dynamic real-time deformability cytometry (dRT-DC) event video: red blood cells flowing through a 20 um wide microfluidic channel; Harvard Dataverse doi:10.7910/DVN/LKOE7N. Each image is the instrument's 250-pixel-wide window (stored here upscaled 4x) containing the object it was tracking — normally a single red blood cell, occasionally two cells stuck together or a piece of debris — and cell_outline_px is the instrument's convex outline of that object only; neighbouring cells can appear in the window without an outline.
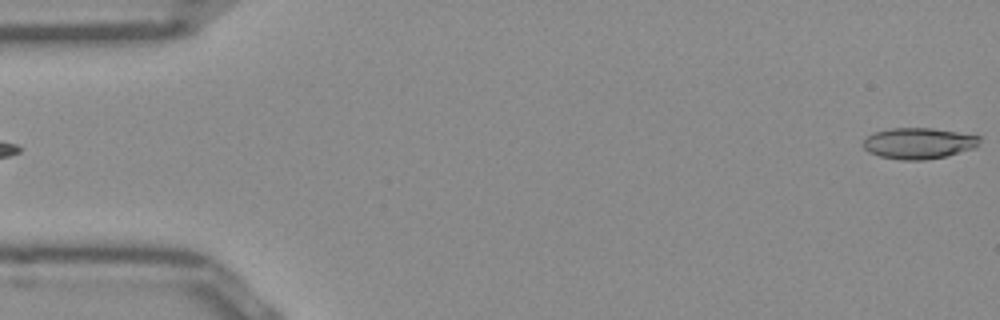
{"species": "Egyptian fruit bat (a non-hibernating species)", "species_latin": "Rousettus aegyptiacus", "temperature_condition": "room temperature", "stored_images_in_passage": 51, "camera_frame_rate_fps": 3000, "um_per_image_px": 0.085, "frame": {"image": 1, "passage_image": 1, "time_ms": 0.0, "image_size_px": [1000, 320], "cell_outline_px": [[980, 140], [976, 148], [944, 156], [924, 160], [900, 160], [880, 156], [868, 152], [860, 144], [868, 136], [876, 132], [888, 128], [932, 128], [980, 136]], "centroid_in_image_um": [78.05, 12.18], "position_along_channel_um": 6.9, "area_um2": 21.04}}
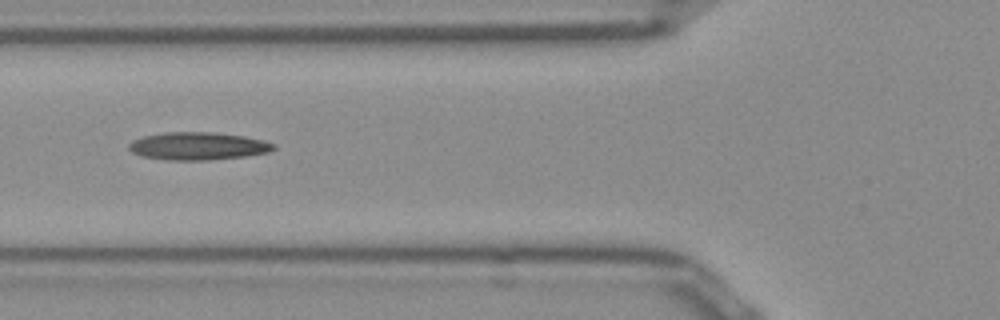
{"frame": {"image": 2, "passage_image": 19, "time_ms": 6.0, "image_size_px": [1000, 320], "cell_outline_px": [[276, 148], [268, 152], [244, 156], [208, 160], [168, 160], [140, 156], [132, 152], [128, 148], [128, 144], [132, 140], [144, 136], [164, 132], [212, 132], [244, 136], [264, 140], [276, 144]], "centroid_in_image_um": [16.81, 12.41], "position_along_channel_um": 109.0, "area_um2": 23.47}}
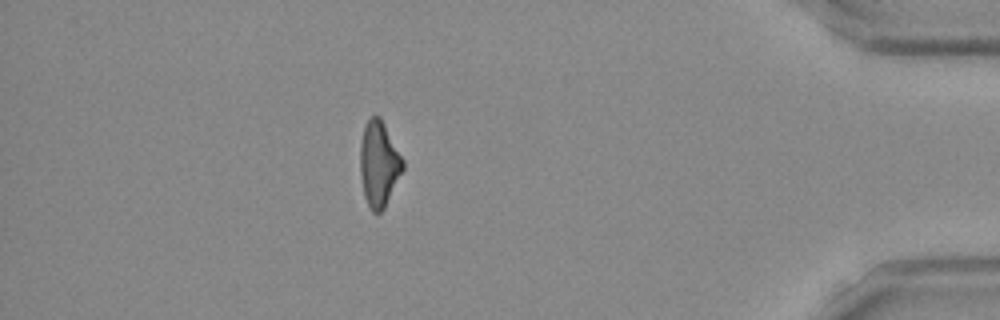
{"frame": {"image": 3, "passage_image": 45, "time_ms": 14.667, "image_size_px": [1000, 320], "cell_outline_px": [[404, 168], [384, 208], [380, 212], [372, 212], [364, 196], [360, 176], [360, 144], [364, 128], [368, 120], [372, 116], [380, 116], [404, 160]], "centroid_in_image_um": [32.2, 13.93], "position_along_channel_um": 403.0, "area_um2": 21.1}, "authors_computed_cell_mechanics": {"area_um2": 21.9062, "velocity_mm_per_s": 3.957, "shape_relaxation_time_tau1_ms": null, "shape_relaxation_time_tau2_ms": 7.4601, "deformation_change_tau1": null, "deformation_change_tau2": 0.2282}}